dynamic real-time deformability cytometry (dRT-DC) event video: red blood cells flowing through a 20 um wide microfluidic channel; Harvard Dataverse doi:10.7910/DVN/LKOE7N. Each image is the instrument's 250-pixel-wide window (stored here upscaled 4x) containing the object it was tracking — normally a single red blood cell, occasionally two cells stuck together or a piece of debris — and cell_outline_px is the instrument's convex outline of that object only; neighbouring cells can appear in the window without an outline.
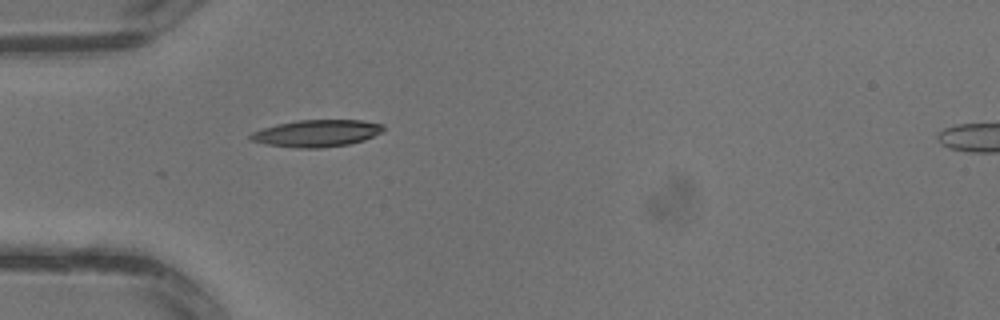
{"species": "common noctule bat (a hibernating species)", "species_latin": "Nyctalus noctula", "temperature_condition": "warm", "stored_images_in_passage": 2, "segment_of_instrument_passage": [1, 2], "camera_frame_rate_fps": 3000, "um_per_image_px": 0.085, "animal": {"sex": "male", "body_mass_g": 13.3}, "frame": {"image": 1, "passage_image": 1, "time_ms": 0.0, "image_size_px": [1000, 320], "cell_outline_px": [[384, 128], [380, 132], [364, 140], [348, 144], [320, 148], [296, 148], [268, 144], [248, 140], [248, 136], [252, 132], [260, 128], [276, 124], [296, 120], [360, 120], [384, 124]], "centroid_in_image_um": [26.86, 11.32], "position_along_channel_um": 58.1, "area_um2": 20.92}}